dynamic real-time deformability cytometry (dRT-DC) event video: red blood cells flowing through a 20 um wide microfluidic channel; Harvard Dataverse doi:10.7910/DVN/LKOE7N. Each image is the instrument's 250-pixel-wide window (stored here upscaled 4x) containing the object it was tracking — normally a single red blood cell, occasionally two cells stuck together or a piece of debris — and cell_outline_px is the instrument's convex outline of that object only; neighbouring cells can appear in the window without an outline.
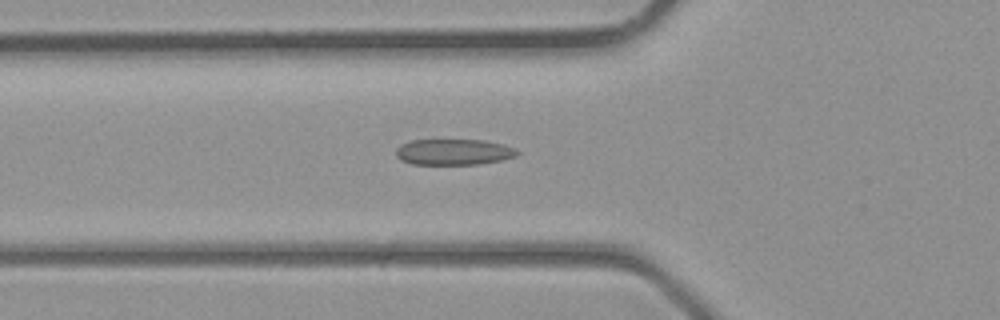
{"species": "common noctule bat (a hibernating species)", "species_latin": "Nyctalus noctula", "temperature_condition": "room temperature", "stored_images_in_passage": 37, "camera_frame_rate_fps": 3000, "um_per_image_px": 0.085, "animal": {"sex": "male", "body_mass_g": 23.1, "forearm_length_mm": 52.7}, "frame": {"image": 1, "passage_image": 13, "time_ms": 4.0, "image_size_px": [1000, 320], "cell_outline_px": [[520, 152], [516, 156], [500, 160], [476, 164], [412, 164], [400, 160], [396, 156], [396, 148], [400, 144], [412, 140], [484, 140], [504, 144], [516, 148]], "centroid_in_image_um": [38.56, 12.91], "position_along_channel_um": 87.2, "area_um2": 18.38}}
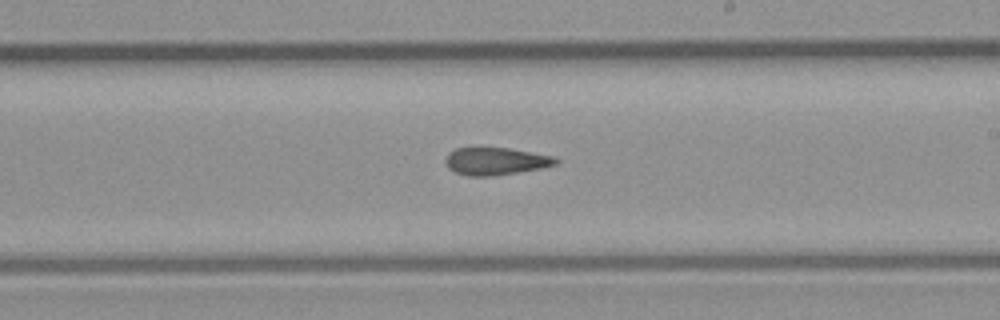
{"frame": {"image": 2, "passage_image": 22, "time_ms": 7.0, "image_size_px": [1000, 320], "cell_outline_px": [[560, 160], [556, 164], [540, 168], [492, 176], [468, 176], [456, 172], [448, 168], [444, 160], [448, 152], [456, 148], [508, 148], [552, 156]], "centroid_in_image_um": [42.09, 13.7], "position_along_channel_um": 246.9, "area_um2": 17.46}}
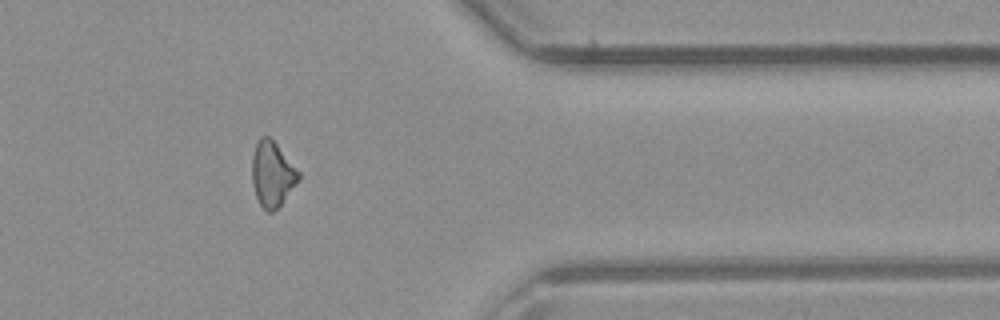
{"frame": {"image": 3, "passage_image": 31, "time_ms": 10.0, "image_size_px": [1000, 320], "cell_outline_px": [[300, 180], [280, 204], [272, 212], [268, 212], [260, 204], [256, 196], [252, 184], [252, 156], [256, 144], [260, 136], [268, 136], [276, 144], [300, 172]], "centroid_in_image_um": [23.14, 14.79], "position_along_channel_um": 388.3, "area_um2": 17.46}}